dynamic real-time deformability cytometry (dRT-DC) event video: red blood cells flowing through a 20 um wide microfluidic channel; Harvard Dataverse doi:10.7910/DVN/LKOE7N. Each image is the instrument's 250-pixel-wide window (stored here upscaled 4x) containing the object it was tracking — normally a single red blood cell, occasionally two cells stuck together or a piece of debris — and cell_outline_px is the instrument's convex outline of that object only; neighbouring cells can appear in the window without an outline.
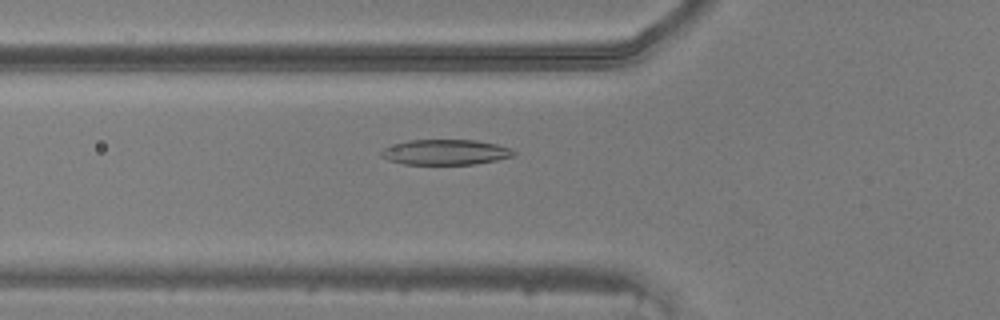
{"species": "common noctule bat (a hibernating species)", "species_latin": "Nyctalus noctula", "temperature_condition": "warm", "stored_images_in_passage": 33, "camera_frame_rate_fps": 3000, "um_per_image_px": 0.085, "animal": {"sex": "male", "body_mass_g": 20.5, "forearm_length_mm": 52.5}, "frame": {"image": 1, "passage_image": 2, "time_ms": 0.333, "image_size_px": [1000, 320], "cell_outline_px": [[516, 156], [496, 160], [472, 164], [404, 164], [388, 160], [380, 156], [380, 152], [384, 148], [408, 140], [476, 140], [496, 144], [508, 148], [516, 152]], "centroid_in_image_um": [37.86, 12.93], "position_along_channel_um": 87.9, "area_um2": 19.42}}
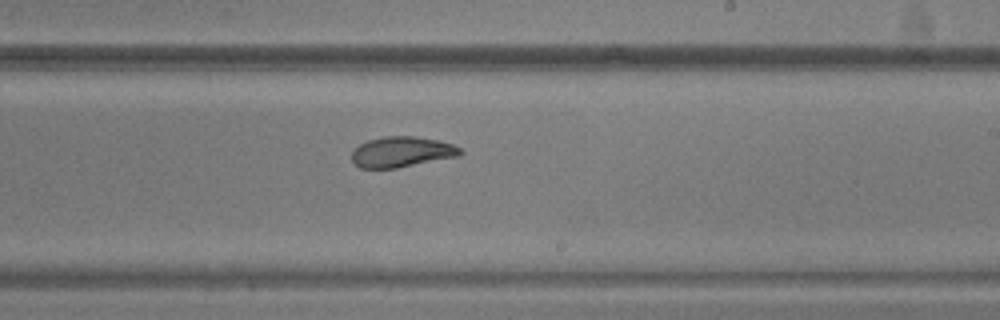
{"frame": {"image": 2, "passage_image": 14, "time_ms": 4.333, "image_size_px": [1000, 320], "cell_outline_px": [[464, 152], [460, 156], [396, 168], [360, 168], [352, 160], [352, 152], [360, 144], [368, 140], [384, 136], [416, 136], [440, 140], [452, 144], [460, 148]], "centroid_in_image_um": [34.18, 12.9], "position_along_channel_um": 254.8, "area_um2": 19.36}}
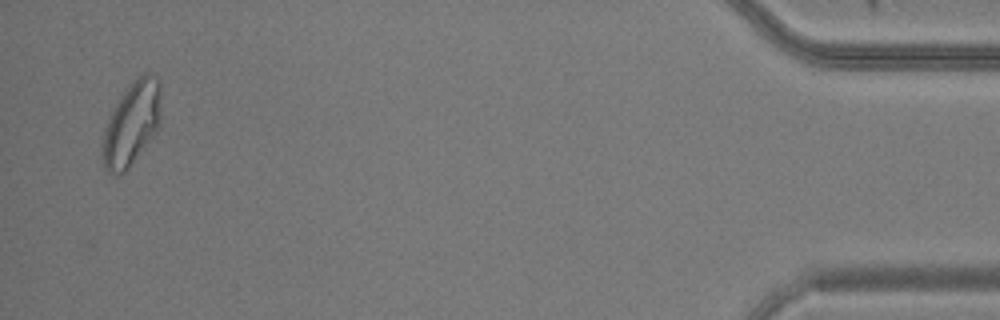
{"frame": {"image": 3, "passage_image": 32, "time_ms": 10.333, "image_size_px": [1000, 320], "cell_outline_px": [[160, 120], [156, 132], [128, 168], [120, 176], [112, 176], [104, 168], [100, 156], [100, 152], [104, 132], [108, 120], [124, 88], [132, 80], [144, 72], [148, 72], [156, 76], [160, 80]], "centroid_in_image_um": [11.17, 10.51], "position_along_channel_um": 424.0, "area_um2": 28.9}}